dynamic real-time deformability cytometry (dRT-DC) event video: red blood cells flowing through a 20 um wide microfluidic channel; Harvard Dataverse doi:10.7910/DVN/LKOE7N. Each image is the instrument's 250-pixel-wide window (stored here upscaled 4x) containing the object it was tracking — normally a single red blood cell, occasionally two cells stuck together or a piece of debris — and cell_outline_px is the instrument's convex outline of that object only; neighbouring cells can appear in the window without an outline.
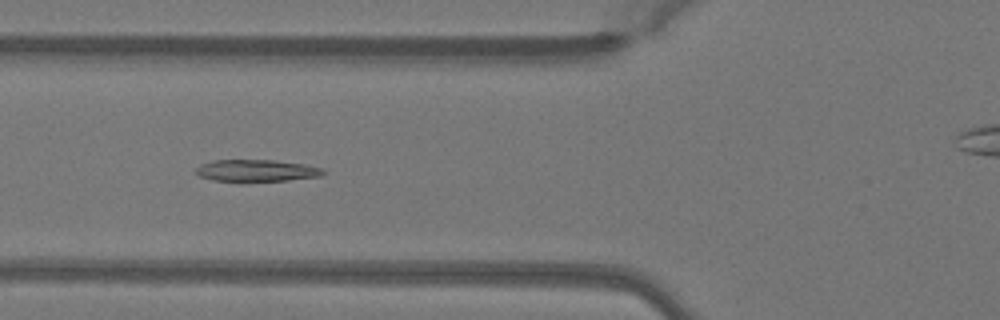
{"species": "Egyptian fruit bat (a non-hibernating species)", "species_latin": "Rousettus aegyptiacus", "temperature_condition": "warm", "stored_images_in_passage": 51, "camera_frame_rate_fps": 3000, "um_per_image_px": 0.085, "animal": {"sex": "female"}, "frame": {"image": 1, "passage_image": 19, "time_ms": 6.0, "image_size_px": [1000, 320], "cell_outline_px": [[328, 172], [320, 176], [288, 180], [240, 184], [212, 180], [200, 176], [192, 172], [200, 164], [212, 160], [272, 160], [304, 164], [324, 168]], "centroid_in_image_um": [21.75, 14.54], "position_along_channel_um": 104.0, "area_um2": 17.17}}
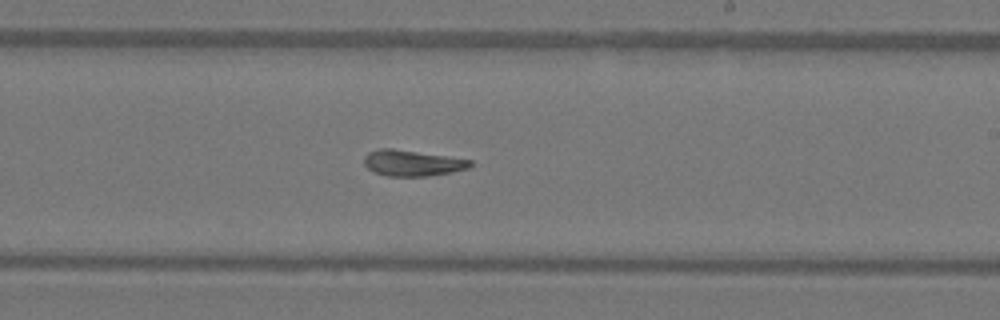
{"frame": {"image": 2, "passage_image": 30, "time_ms": 9.667, "image_size_px": [1000, 320], "cell_outline_px": [[472, 164], [468, 168], [452, 172], [428, 176], [388, 176], [372, 172], [364, 164], [364, 156], [368, 152], [380, 148], [392, 148], [448, 156], [472, 160]], "centroid_in_image_um": [35.02, 13.85], "position_along_channel_um": 254.0, "area_um2": 16.13}}
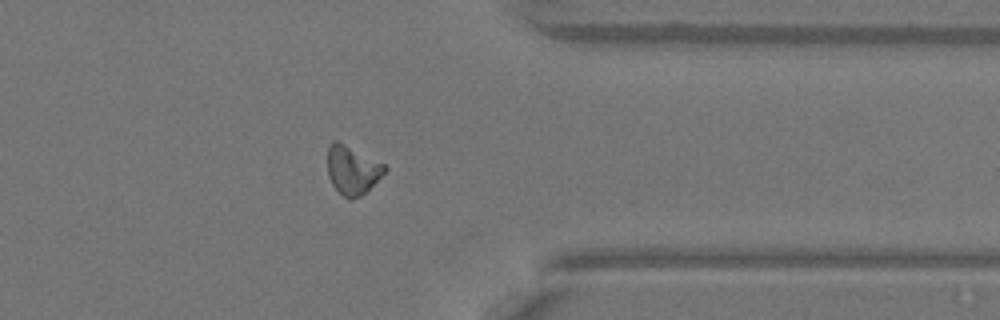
{"frame": {"image": 3, "passage_image": 40, "time_ms": 13.0, "image_size_px": [1000, 320], "cell_outline_px": [[388, 168], [360, 196], [352, 200], [348, 200], [332, 184], [328, 176], [328, 144], [332, 140], [336, 140], [384, 164]], "centroid_in_image_um": [29.91, 14.44], "position_along_channel_um": 381.5, "area_um2": 15.78}, "authors_computed_cell_mechanics": {"area_um2": 16.1262, "velocity_mm_per_s": 4.0856, "shape_relaxation_time_tau1_ms": null, "shape_relaxation_time_tau2_ms": 3.7104, "deformation_change_tau1": null, "deformation_change_tau2": 0.099}}